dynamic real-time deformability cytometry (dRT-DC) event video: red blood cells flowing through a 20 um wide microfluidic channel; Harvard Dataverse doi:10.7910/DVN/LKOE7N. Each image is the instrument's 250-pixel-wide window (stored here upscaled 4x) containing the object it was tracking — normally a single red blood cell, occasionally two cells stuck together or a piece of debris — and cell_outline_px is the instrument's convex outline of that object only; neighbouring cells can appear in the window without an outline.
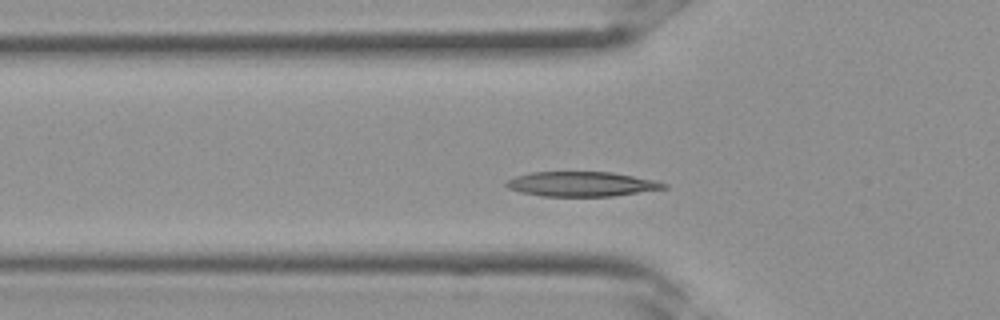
{"species": "Egyptian fruit bat (a non-hibernating species)", "species_latin": "Rousettus aegyptiacus", "temperature_condition": "room temperature", "stored_images_in_passage": 29, "camera_frame_rate_fps": 3000, "um_per_image_px": 0.085, "frame": {"image": 1, "passage_image": 7, "time_ms": 2.0, "image_size_px": [1000, 320], "cell_outline_px": [[668, 188], [612, 196], [540, 196], [520, 192], [508, 188], [504, 184], [508, 180], [516, 176], [532, 172], [612, 172], [656, 180], [668, 184]], "centroid_in_image_um": [49.45, 15.64], "position_along_channel_um": 76.4, "area_um2": 22.72}}
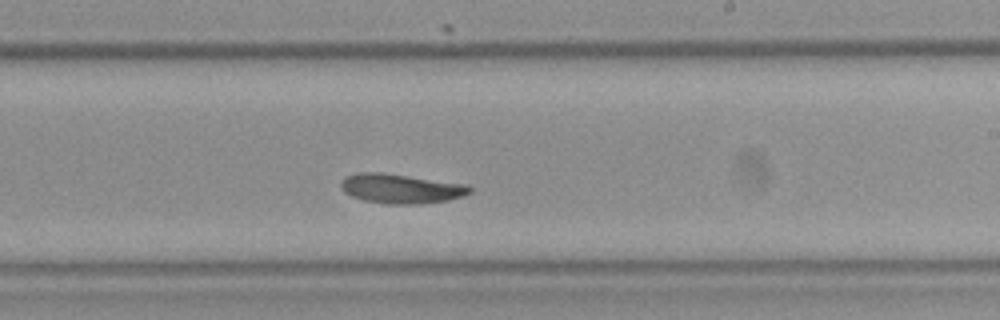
{"frame": {"image": 2, "passage_image": 16, "time_ms": 5.0, "image_size_px": [1000, 320], "cell_outline_px": [[472, 192], [464, 196], [448, 200], [420, 204], [388, 204], [364, 200], [352, 196], [344, 192], [340, 188], [340, 180], [344, 176], [356, 172], [384, 172], [468, 184], [472, 188]], "centroid_in_image_um": [34.07, 16.01], "position_along_channel_um": 254.9, "area_um2": 22.6}}
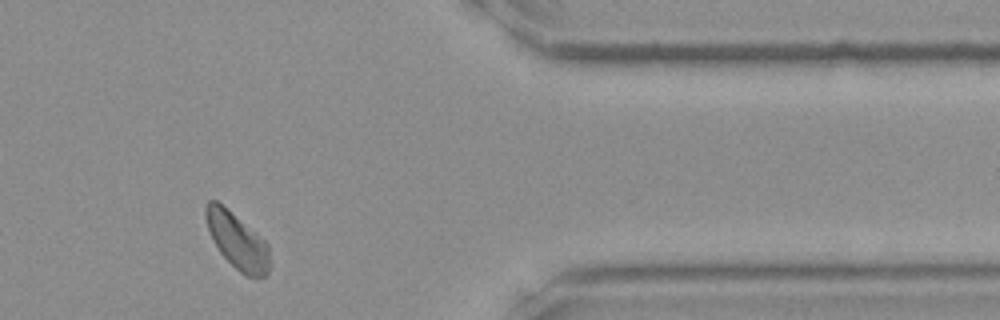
{"frame": {"image": 3, "passage_image": 24, "time_ms": 7.667, "image_size_px": [1000, 320], "cell_outline_px": [[272, 264], [268, 276], [244, 276], [220, 252], [212, 240], [208, 228], [204, 212], [204, 204], [208, 200], [216, 200], [264, 240], [268, 244]], "centroid_in_image_um": [20.18, 20.5], "position_along_channel_um": 391.2, "area_um2": 20.75}}